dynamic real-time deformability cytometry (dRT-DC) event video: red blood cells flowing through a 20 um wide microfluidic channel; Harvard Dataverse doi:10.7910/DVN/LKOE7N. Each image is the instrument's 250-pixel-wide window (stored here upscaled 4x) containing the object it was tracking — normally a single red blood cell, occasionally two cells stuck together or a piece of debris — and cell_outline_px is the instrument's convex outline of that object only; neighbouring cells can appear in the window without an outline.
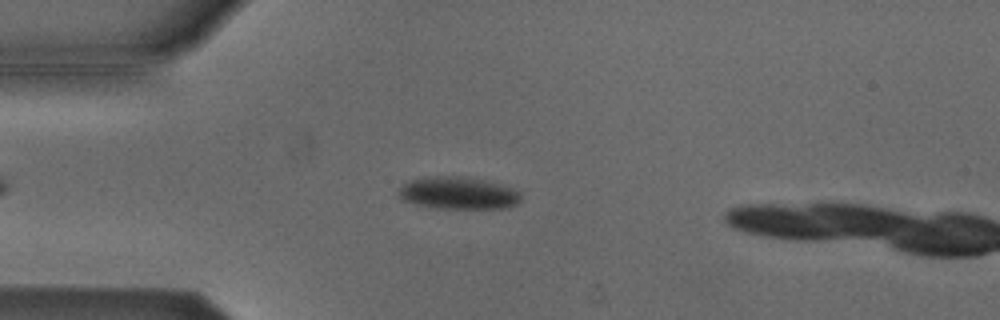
{"species": "Egyptian fruit bat (a non-hibernating species)", "species_latin": "Rousettus aegyptiacus", "temperature_condition": "cold", "stored_images_in_passage": 5, "camera_frame_rate_fps": 3000, "um_per_image_px": 0.085, "animal": {"sex": "male"}, "frame": {"image": 1, "passage_image": 4, "time_ms": 1.0, "image_size_px": [1000, 320], "cell_outline_px": [[520, 200], [516, 204], [508, 208], [436, 208], [416, 204], [400, 200], [396, 192], [404, 184], [412, 180], [436, 176], [468, 176], [488, 180], [512, 188], [520, 192]], "centroid_in_image_um": [38.95, 16.41], "position_along_channel_um": 46.0, "area_um2": 23.18}}